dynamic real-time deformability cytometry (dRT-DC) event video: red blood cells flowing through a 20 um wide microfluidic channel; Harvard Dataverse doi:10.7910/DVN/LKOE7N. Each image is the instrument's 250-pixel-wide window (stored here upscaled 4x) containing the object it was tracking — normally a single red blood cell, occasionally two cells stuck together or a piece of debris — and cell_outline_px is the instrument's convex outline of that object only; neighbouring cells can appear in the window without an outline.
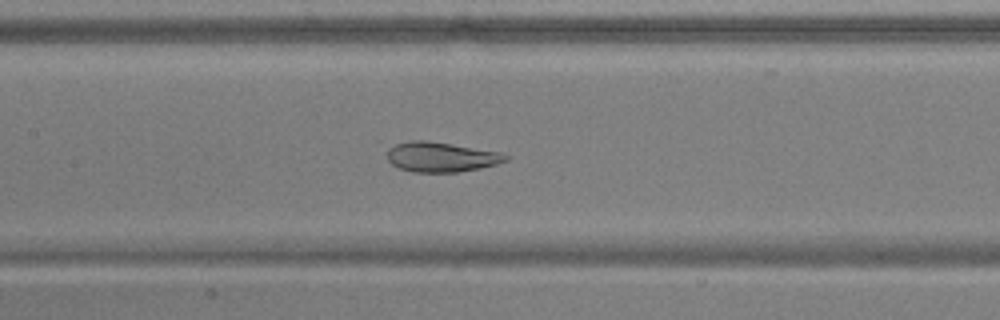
{"species": "common noctule bat (a hibernating species)", "species_latin": "Nyctalus noctula", "temperature_condition": "warm", "stored_images_in_passage": 45, "camera_frame_rate_fps": 3000, "um_per_image_px": 0.085, "animal": {"sex": "male", "body_mass_g": 17.9, "forearm_length_mm": 54.2}, "frame": {"image": 1, "passage_image": 18, "time_ms": 5.667, "image_size_px": [1000, 320], "cell_outline_px": [[508, 160], [496, 164], [480, 168], [456, 172], [412, 172], [400, 168], [392, 164], [388, 160], [388, 148], [396, 144], [412, 140], [424, 140], [452, 144], [500, 152], [508, 156]], "centroid_in_image_um": [37.49, 13.34], "position_along_channel_um": 169.9, "area_um2": 20.46}}
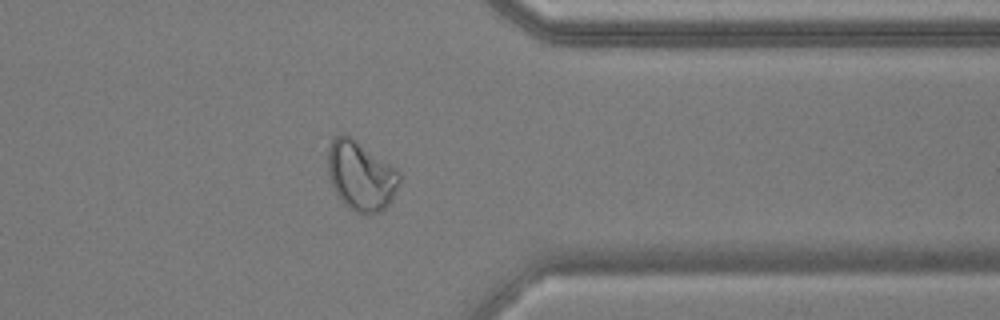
{"frame": {"image": 2, "passage_image": 35, "time_ms": 11.333, "image_size_px": [1000, 320], "cell_outline_px": [[400, 180], [392, 200], [380, 212], [356, 212], [348, 208], [344, 204], [336, 192], [332, 184], [328, 172], [328, 144], [332, 136], [340, 132], [344, 132], [352, 136], [396, 168], [400, 172]], "centroid_in_image_um": [30.65, 14.86], "position_along_channel_um": 380.8, "area_um2": 29.13}}
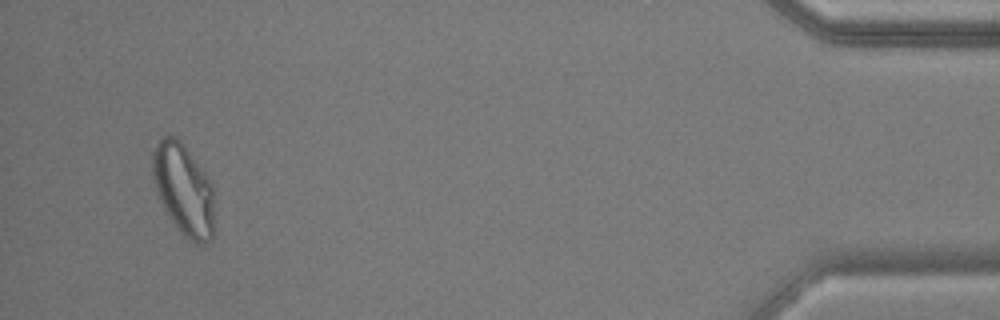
{"frame": {"image": 3, "passage_image": 43, "time_ms": 14.0, "image_size_px": [1000, 320], "cell_outline_px": [[212, 240], [204, 244], [196, 244], [184, 236], [176, 228], [168, 216], [156, 192], [152, 172], [152, 152], [160, 136], [172, 136], [180, 140], [204, 172], [212, 184]], "centroid_in_image_um": [15.56, 16.11], "position_along_channel_um": 419.6, "area_um2": 32.66}, "authors_computed_cell_mechanics": {"area_um2": 25.7788, "velocity_mm_per_s": 3.8507, "shape_relaxation_time_tau1_ms": null, "shape_relaxation_time_tau2_ms": 1.1117, "deformation_change_tau1": null, "deformation_change_tau2": 0.0552}}